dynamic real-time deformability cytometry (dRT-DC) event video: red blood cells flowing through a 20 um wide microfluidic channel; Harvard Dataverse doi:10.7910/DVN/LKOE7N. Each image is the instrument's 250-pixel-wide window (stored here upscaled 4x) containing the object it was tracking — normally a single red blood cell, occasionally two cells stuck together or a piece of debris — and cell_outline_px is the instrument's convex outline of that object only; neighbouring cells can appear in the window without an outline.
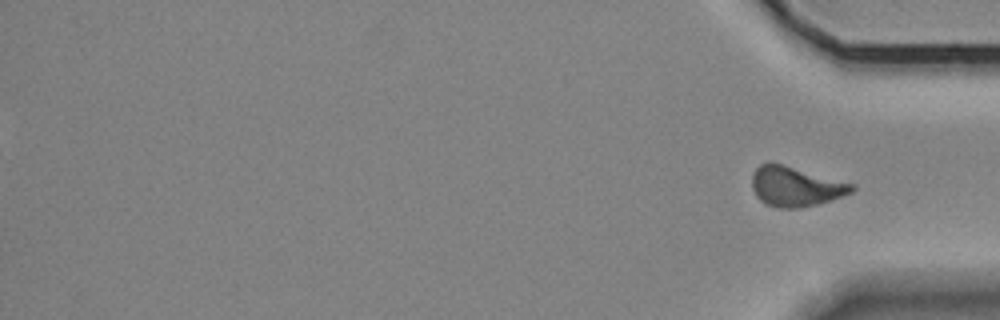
{"species": "Egyptian fruit bat (a non-hibernating species)", "species_latin": "Rousettus aegyptiacus", "temperature_condition": "room temperature", "stored_images_in_passage": 39, "segment_of_instrument_passage": [2, 2], "camera_frame_rate_fps": 3000, "um_per_image_px": 0.085, "animal": {"sex": "female"}, "frame": {"image": 1, "passage_image": 39, "time_ms": 12.667, "image_size_px": [1000, 320], "cell_outline_px": [[852, 188], [844, 192], [820, 200], [804, 204], [776, 204], [764, 200], [760, 196], [756, 188], [756, 172], [764, 164], [776, 164]], "centroid_in_image_um": [67.44, 15.81], "position_along_channel_um": 367.8, "area_um2": 17.8}}